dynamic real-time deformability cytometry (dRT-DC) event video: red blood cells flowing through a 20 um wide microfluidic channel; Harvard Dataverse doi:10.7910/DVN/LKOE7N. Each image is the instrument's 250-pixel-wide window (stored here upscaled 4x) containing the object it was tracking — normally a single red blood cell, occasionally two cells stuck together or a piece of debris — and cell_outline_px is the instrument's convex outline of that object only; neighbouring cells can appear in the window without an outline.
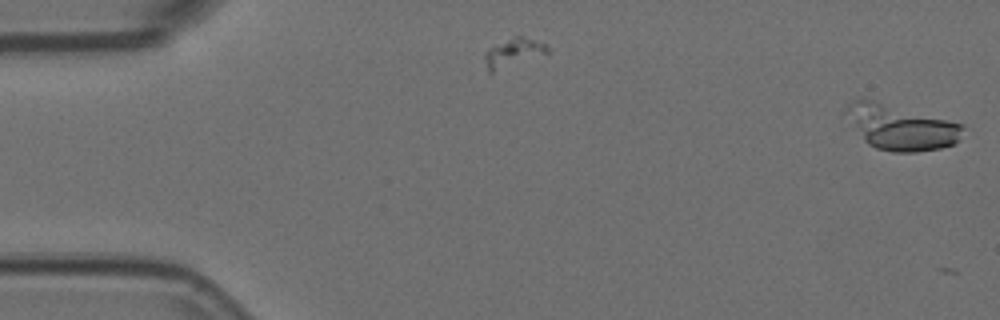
{"species": "Egyptian fruit bat (a non-hibernating species)", "species_latin": "Rousettus aegyptiacus", "temperature_condition": "room temperature", "stored_images_in_passage": 3, "segment_of_instrument_passage": [2, 2], "camera_frame_rate_fps": 3000, "um_per_image_px": 0.085, "animal": {"sex": "female"}, "frame": {"image": 1, "passage_image": 3, "time_ms": 0.667, "image_size_px": [1000, 320], "cell_outline_px": [[964, 128], [956, 140], [952, 144], [940, 148], [916, 152], [892, 152], [876, 148], [868, 144], [864, 140], [844, 112], [844, 108], [852, 100], [860, 96], [964, 124]], "centroid_in_image_um": [76.51, 10.79], "position_along_channel_um": 8.5, "area_um2": 30.63}}